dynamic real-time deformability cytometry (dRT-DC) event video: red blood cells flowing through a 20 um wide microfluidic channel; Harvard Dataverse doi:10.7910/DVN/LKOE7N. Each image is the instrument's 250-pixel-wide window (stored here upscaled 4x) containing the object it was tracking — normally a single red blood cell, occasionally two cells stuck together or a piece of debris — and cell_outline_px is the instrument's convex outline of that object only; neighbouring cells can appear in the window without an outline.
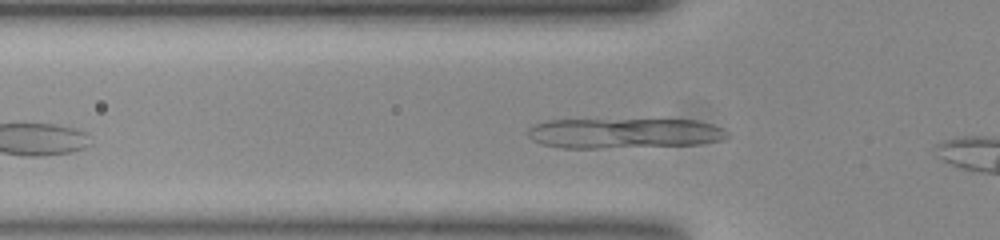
{"species": "common noctule bat (a hibernating species)", "species_latin": "Nyctalus noctula", "temperature_condition": "room temperature", "stored_images_in_passage": 14, "camera_frame_rate_fps": 3000, "um_per_image_px": 0.085, "animal": {"sex": "female", "body_mass_g": 23.0, "forearm_length_mm": 53.4}, "frame": {"image": 1, "passage_image": 5, "time_ms": 1.333, "image_size_px": [1000, 240], "cell_outline_px": [[720, 128], [716, 140], [696, 144], [592, 148], [564, 148], [544, 144], [536, 140], [528, 132], [536, 124], [548, 120], [696, 120]], "centroid_in_image_um": [52.9, 11.32], "position_along_channel_um": 72.9, "area_um2": 33.41}}
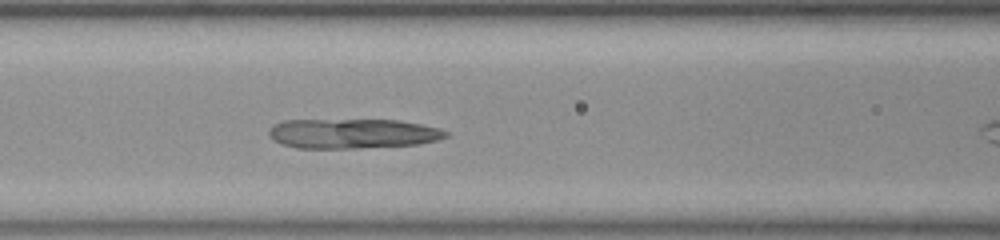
{"frame": {"image": 2, "passage_image": 10, "time_ms": 3.0, "image_size_px": [1000, 240], "cell_outline_px": [[448, 136], [436, 140], [416, 144], [348, 148], [300, 148], [284, 144], [276, 140], [268, 132], [272, 124], [284, 120], [396, 120], [420, 124], [436, 128], [448, 132]], "centroid_in_image_um": [29.95, 11.34], "position_along_channel_um": 136.7, "area_um2": 30.11}}